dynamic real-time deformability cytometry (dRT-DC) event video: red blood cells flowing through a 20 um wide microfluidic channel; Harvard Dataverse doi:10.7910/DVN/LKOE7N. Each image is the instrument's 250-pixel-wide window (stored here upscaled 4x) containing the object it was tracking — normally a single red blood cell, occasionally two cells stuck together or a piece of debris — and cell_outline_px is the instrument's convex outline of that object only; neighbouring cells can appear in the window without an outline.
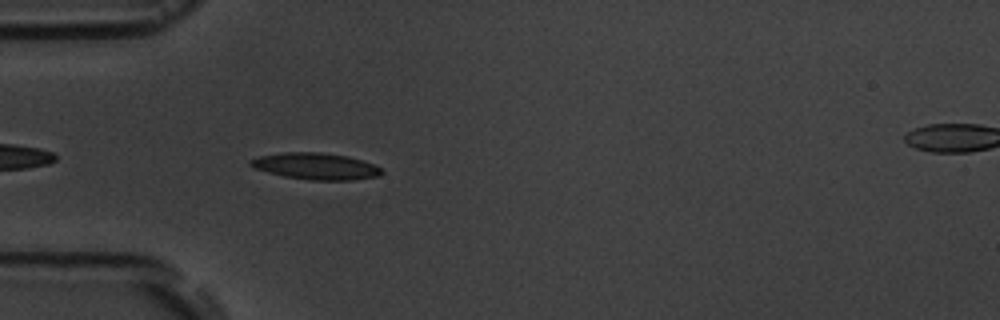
{"species": "common noctule bat (a hibernating species)", "species_latin": "Nyctalus noctula", "temperature_condition": "room temperature", "stored_images_in_passage": 6, "segment_of_instrument_passage": [1, 2], "camera_frame_rate_fps": 3000, "um_per_image_px": 0.085, "animal": {"sex": "male", "body_mass_g": 19.5, "forearm_length_mm": 54.6}, "frame": {"image": 1, "passage_image": 5, "time_ms": 4.667, "image_size_px": [1000, 320], "cell_outline_px": [[384, 172], [380, 176], [352, 180], [308, 180], [284, 176], [268, 172], [256, 168], [248, 164], [248, 160], [260, 156], [284, 152], [320, 152], [348, 156], [376, 164]], "centroid_in_image_um": [26.88, 14.13], "position_along_channel_um": 58.1, "area_um2": 20.4}}